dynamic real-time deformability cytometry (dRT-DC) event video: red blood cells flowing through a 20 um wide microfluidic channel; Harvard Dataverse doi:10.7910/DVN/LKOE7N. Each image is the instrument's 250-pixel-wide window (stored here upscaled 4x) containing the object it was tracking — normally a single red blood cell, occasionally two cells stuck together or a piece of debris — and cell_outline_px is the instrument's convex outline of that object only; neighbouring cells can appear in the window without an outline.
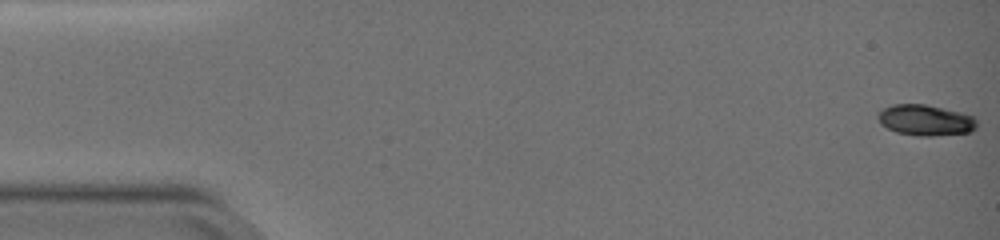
{"species": "common noctule bat (a hibernating species)", "species_latin": "Nyctalus noctula", "temperature_condition": "warm", "stored_images_in_passage": 51, "camera_frame_rate_fps": 3000, "um_per_image_px": 0.085, "animal": {"sex": "female", "body_mass_g": 19.0, "forearm_length_mm": 51.5}, "frame": {"image": 1, "passage_image": 1, "time_ms": 0.0, "image_size_px": [1000, 240], "cell_outline_px": [[976, 128], [972, 132], [932, 136], [916, 136], [896, 132], [880, 124], [876, 116], [884, 108], [892, 104], [924, 104], [960, 112], [972, 116], [976, 120]], "centroid_in_image_um": [78.65, 10.22], "position_along_channel_um": 6.4, "area_um2": 17.8}}
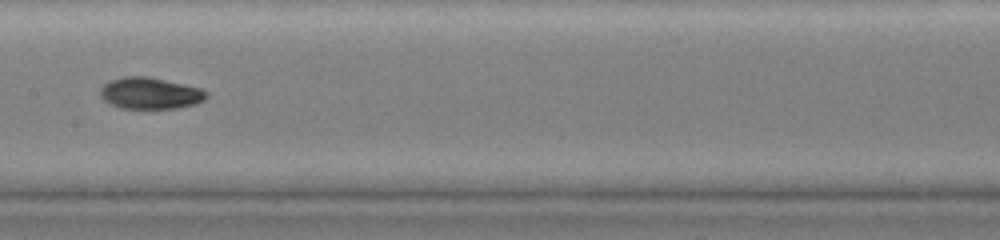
{"frame": {"image": 2, "passage_image": 27, "time_ms": 8.667, "image_size_px": [1000, 240], "cell_outline_px": [[208, 96], [204, 100], [196, 104], [176, 108], [120, 108], [104, 100], [100, 96], [100, 88], [104, 84], [112, 80], [124, 76], [148, 76], [200, 88], [208, 92]], "centroid_in_image_um": [12.77, 7.92], "position_along_channel_um": 194.6, "area_um2": 19.42}}
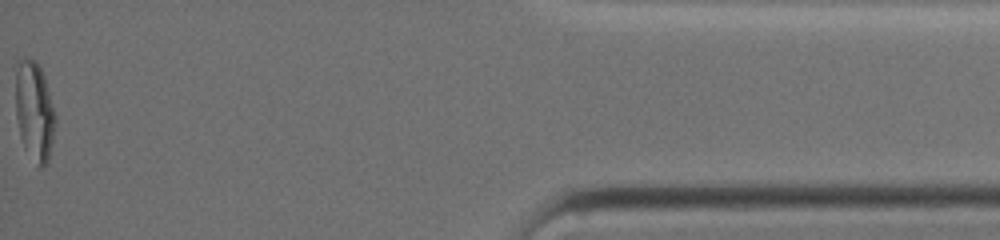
{"frame": {"image": 3, "passage_image": 51, "time_ms": 16.667, "image_size_px": [1000, 240], "cell_outline_px": [[56, 120], [48, 160], [44, 168], [40, 168], [24, 148], [20, 136], [16, 116], [16, 60], [32, 60], [40, 68], [44, 76], [56, 116]], "centroid_in_image_um": [2.92, 9.48], "position_along_channel_um": 432.3, "area_um2": 22.66}, "authors_computed_cell_mechanics": {"area_um2": 19.2474, "velocity_mm_per_s": 3.8824, "shape_relaxation_time_tau1_ms": 5.4991, "shape_relaxation_time_tau2_ms": 2.0284, "deformation_change_tau1": 0.2118, "deformation_change_tau2": 0.0381}}